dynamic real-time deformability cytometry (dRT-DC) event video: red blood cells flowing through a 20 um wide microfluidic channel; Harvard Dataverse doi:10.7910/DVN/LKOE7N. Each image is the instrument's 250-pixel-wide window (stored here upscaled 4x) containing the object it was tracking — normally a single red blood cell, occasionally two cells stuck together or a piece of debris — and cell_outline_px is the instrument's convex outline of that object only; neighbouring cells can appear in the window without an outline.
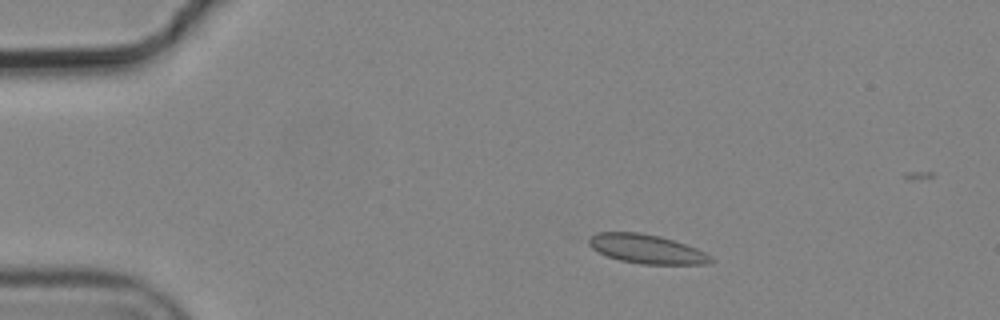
{"species": "common noctule bat (a hibernating species)", "species_latin": "Nyctalus noctula", "temperature_condition": "cold", "stored_images_in_passage": 5, "camera_frame_rate_fps": 3000, "um_per_image_px": 0.085, "animal": {"sex": "male", "body_mass_g": 19.2, "forearm_length_mm": 51.8}, "frame": {"image": 1, "passage_image": 3, "time_ms": 0.667, "image_size_px": [1000, 320], "cell_outline_px": [[716, 260], [708, 264], [640, 264], [620, 260], [608, 256], [592, 248], [588, 244], [588, 236], [596, 232], [640, 232], [660, 236], [696, 248], [712, 256]], "centroid_in_image_um": [54.96, 21.16], "position_along_channel_um": 30.0, "area_um2": 20.69}}